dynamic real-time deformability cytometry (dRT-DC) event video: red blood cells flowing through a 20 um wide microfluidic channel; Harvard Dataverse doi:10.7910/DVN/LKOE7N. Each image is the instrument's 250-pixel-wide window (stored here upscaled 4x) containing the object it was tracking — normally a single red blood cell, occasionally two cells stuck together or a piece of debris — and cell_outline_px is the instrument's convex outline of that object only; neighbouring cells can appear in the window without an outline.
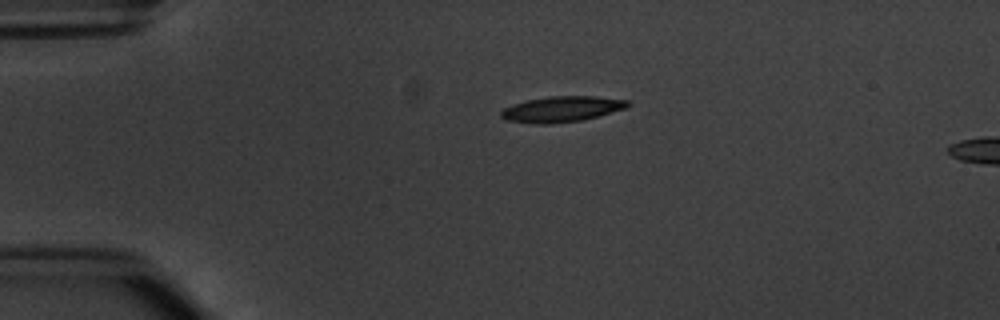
{"species": "common noctule bat (a hibernating species)", "species_latin": "Nyctalus noctula", "temperature_condition": "warm", "stored_images_in_passage": 3, "segment_of_instrument_passage": [1, 2], "camera_frame_rate_fps": 3000, "um_per_image_px": 0.085, "animal": {"sex": "male", "body_mass_g": 20.1, "forearm_length_mm": 53.5}, "frame": {"image": 1, "passage_image": 1, "time_ms": 0.0, "image_size_px": [1000, 320], "cell_outline_px": [[632, 104], [624, 108], [596, 116], [580, 120], [552, 124], [532, 124], [504, 120], [500, 116], [500, 112], [504, 108], [512, 104], [528, 100], [548, 96], [596, 96], [628, 100]], "centroid_in_image_um": [47.69, 9.27], "position_along_channel_um": 37.3, "area_um2": 18.96}}